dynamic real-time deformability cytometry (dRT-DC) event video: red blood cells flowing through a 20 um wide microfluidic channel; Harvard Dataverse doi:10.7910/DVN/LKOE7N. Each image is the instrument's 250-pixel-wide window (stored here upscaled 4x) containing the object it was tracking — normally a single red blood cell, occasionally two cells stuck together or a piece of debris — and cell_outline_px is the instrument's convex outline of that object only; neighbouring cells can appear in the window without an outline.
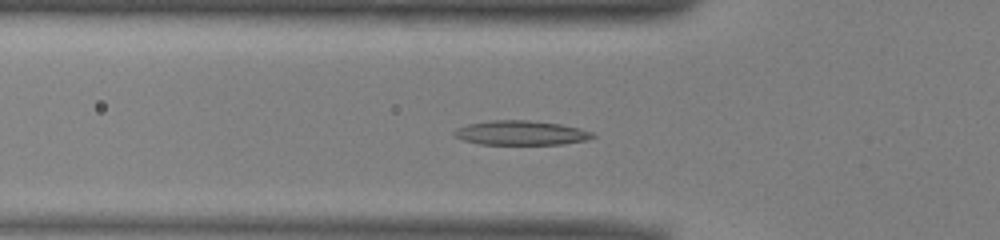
{"species": "common noctule bat (a hibernating species)", "species_latin": "Nyctalus noctula", "temperature_condition": "warm", "stored_images_in_passage": 47, "camera_frame_rate_fps": 3000, "um_per_image_px": 0.085, "animal": {"sex": "male", "body_mass_g": 13.0, "forearm_length_mm": 53.1}, "frame": {"image": 1, "passage_image": 13, "time_ms": 4.0, "image_size_px": [1000, 240], "cell_outline_px": [[596, 136], [588, 140], [564, 144], [480, 144], [464, 140], [456, 136], [452, 132], [456, 128], [468, 124], [492, 120], [528, 120], [560, 124], [580, 128], [592, 132]], "centroid_in_image_um": [44.31, 11.29], "position_along_channel_um": 81.5, "area_um2": 19.65}}
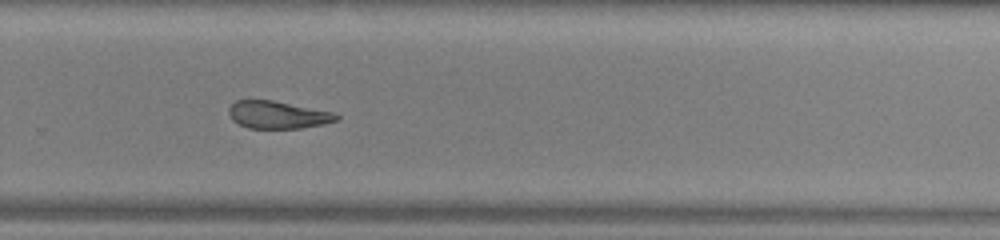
{"frame": {"image": 2, "passage_image": 30, "time_ms": 9.667, "image_size_px": [1000, 240], "cell_outline_px": [[340, 116], [336, 120], [324, 124], [300, 128], [248, 128], [232, 120], [228, 112], [228, 108], [236, 100], [272, 100], [336, 112]], "centroid_in_image_um": [23.62, 9.75], "position_along_channel_um": 306.2, "area_um2": 17.28}}
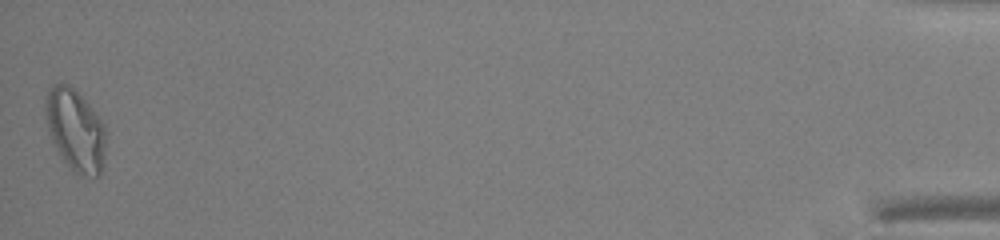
{"frame": {"image": 3, "passage_image": 47, "time_ms": 15.333, "image_size_px": [1000, 240], "cell_outline_px": [[108, 132], [104, 164], [100, 176], [80, 176], [68, 168], [52, 140], [48, 128], [44, 108], [44, 104], [48, 92], [52, 84], [60, 80], [68, 84], [88, 104], [104, 124]], "centroid_in_image_um": [6.44, 11.09], "position_along_channel_um": 428.8, "area_um2": 29.3}, "authors_computed_cell_mechanics": {"area_um2": 19.652, "velocity_mm_per_s": 3.9652, "shape_relaxation_time_tau1_ms": 10.9217, "shape_relaxation_time_tau2_ms": 5.7509, "deformation_change_tau1": 0.2624, "deformation_change_tau2": 0.1286}}